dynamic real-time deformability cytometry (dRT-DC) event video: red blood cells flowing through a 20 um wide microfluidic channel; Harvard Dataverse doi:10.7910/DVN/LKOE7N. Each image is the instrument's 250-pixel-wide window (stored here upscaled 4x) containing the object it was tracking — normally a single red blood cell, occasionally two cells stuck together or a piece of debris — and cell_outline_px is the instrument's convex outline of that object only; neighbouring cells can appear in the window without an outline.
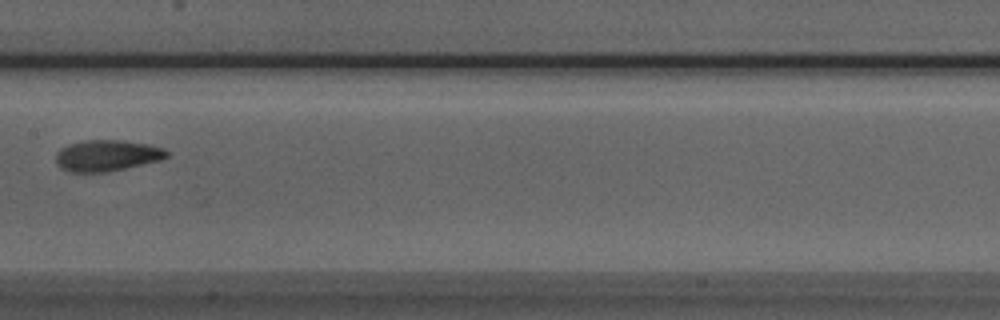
{"species": "Egyptian fruit bat (a non-hibernating species)", "species_latin": "Rousettus aegyptiacus", "temperature_condition": "room temperature", "stored_images_in_passage": 5, "camera_frame_rate_fps": 3000, "um_per_image_px": 0.085, "animal": {"sex": "male"}, "frame": {"image": 1, "passage_image": 4, "time_ms": 1.0, "image_size_px": [1000, 320], "cell_outline_px": [[168, 156], [160, 160], [108, 172], [72, 172], [56, 164], [56, 152], [60, 148], [68, 144], [84, 140], [124, 140], [148, 144], [164, 148], [168, 152]], "centroid_in_image_um": [9.09, 13.21], "position_along_channel_um": 198.3, "area_um2": 20.17}}
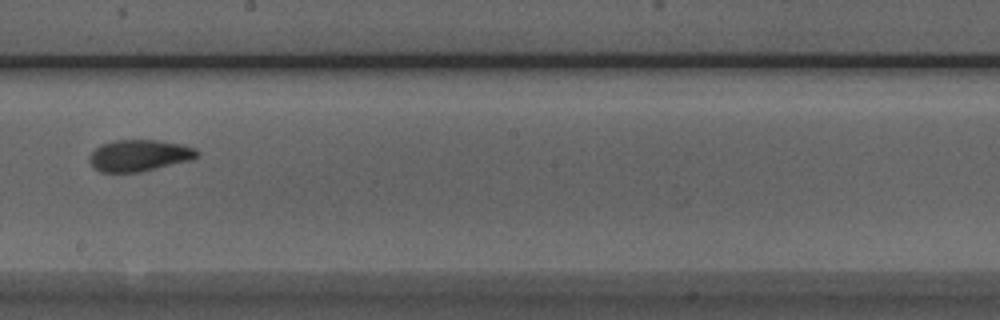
{"frame": {"image": 2, "passage_image": 5, "time_ms": 1.333, "image_size_px": [1000, 320], "cell_outline_px": [[200, 156], [192, 160], [140, 172], [100, 172], [88, 160], [92, 152], [100, 144], [112, 140], [160, 140], [184, 144], [196, 148], [200, 152]], "centroid_in_image_um": [11.9, 13.2], "position_along_channel_um": 236.3, "area_um2": 20.06}}